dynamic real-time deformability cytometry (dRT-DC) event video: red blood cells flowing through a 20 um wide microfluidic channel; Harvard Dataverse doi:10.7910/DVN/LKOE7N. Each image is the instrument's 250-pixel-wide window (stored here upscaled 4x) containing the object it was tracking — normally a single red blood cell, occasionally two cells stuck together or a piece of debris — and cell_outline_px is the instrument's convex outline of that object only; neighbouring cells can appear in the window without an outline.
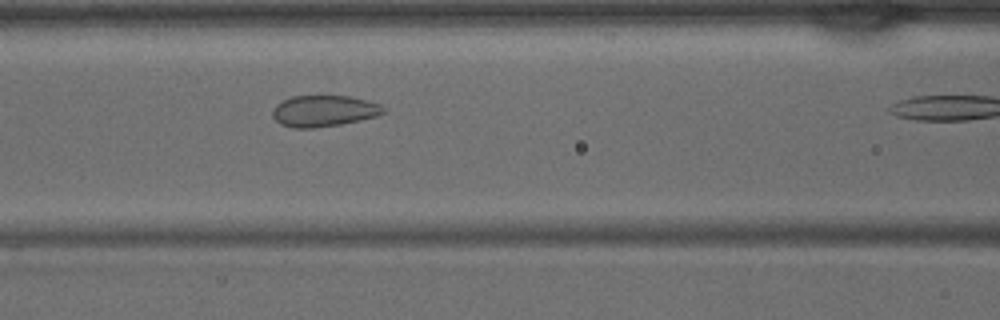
{"species": "common noctule bat (a hibernating species)", "species_latin": "Nyctalus noctula", "temperature_condition": "warm", "stored_images_in_passage": 10, "camera_frame_rate_fps": 3000, "um_per_image_px": 0.085, "animal": {"sex": "male", "body_mass_g": 15.6}, "frame": {"image": 1, "passage_image": 9, "time_ms": 2.667, "image_size_px": [1000, 320], "cell_outline_px": [[384, 112], [376, 116], [360, 120], [340, 124], [312, 128], [292, 128], [280, 124], [272, 116], [272, 112], [276, 104], [292, 96], [348, 96], [368, 100], [380, 104], [384, 108]], "centroid_in_image_um": [27.51, 9.43], "position_along_channel_um": 139.1, "area_um2": 20.11}}